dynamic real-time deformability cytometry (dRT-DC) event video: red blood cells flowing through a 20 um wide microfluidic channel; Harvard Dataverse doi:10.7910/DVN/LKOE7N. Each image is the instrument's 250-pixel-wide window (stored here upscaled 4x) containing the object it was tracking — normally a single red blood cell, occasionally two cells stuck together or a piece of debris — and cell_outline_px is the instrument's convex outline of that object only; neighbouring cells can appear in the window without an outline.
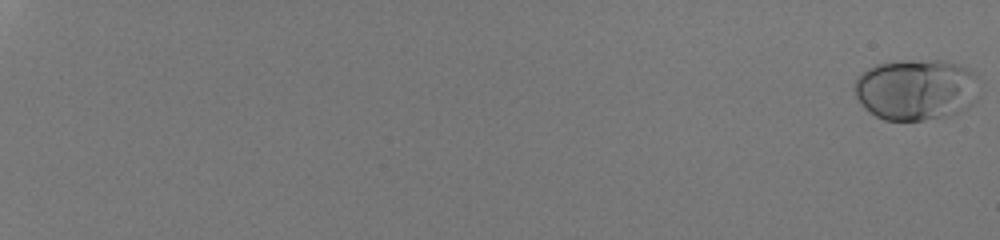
{"species": "human", "species_latin": "Homo sapiens", "temperature_condition": "room temperature", "stored_images_in_passage": 55, "camera_frame_rate_fps": 3000, "um_per_image_px": 0.085, "donor": {"sex": "male"}, "frame": {"image": 1, "passage_image": 1, "time_ms": 0.0, "image_size_px": [1000, 240], "cell_outline_px": [[980, 76], [968, 104], [964, 108], [956, 112], [924, 120], [884, 120], [876, 116], [864, 108], [856, 96], [856, 80], [868, 68], [876, 64], [896, 60], [944, 60], [960, 64]], "centroid_in_image_um": [77.82, 7.57], "position_along_channel_um": 7.2, "area_um2": 43.87}}
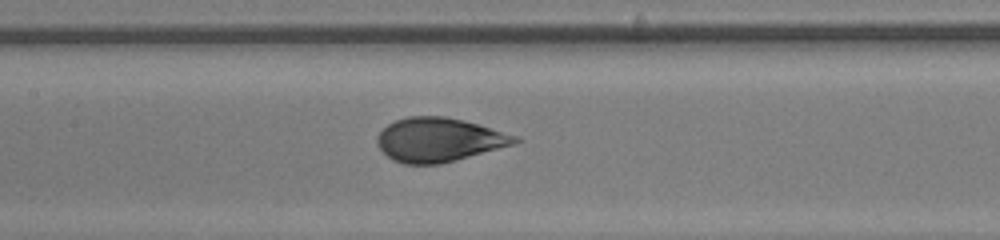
{"frame": {"image": 2, "passage_image": 33, "time_ms": 10.667, "image_size_px": [1000, 240], "cell_outline_px": [[520, 140], [516, 144], [456, 160], [440, 164], [404, 164], [392, 160], [376, 144], [376, 136], [388, 124], [396, 120], [408, 116], [444, 116], [464, 120], [520, 136]], "centroid_in_image_um": [37.32, 11.88], "position_along_channel_um": 170.1, "area_um2": 35.43}}
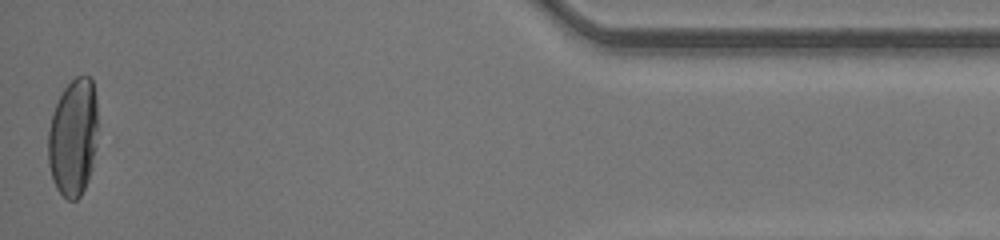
{"frame": {"image": 3, "passage_image": 55, "time_ms": 18.0, "image_size_px": [1000, 240], "cell_outline_px": [[96, 148], [92, 168], [88, 180], [80, 196], [76, 200], [68, 200], [56, 188], [52, 180], [48, 164], [48, 132], [52, 112], [64, 88], [76, 76], [88, 76], [92, 80], [96, 100]], "centroid_in_image_um": [6.21, 11.7], "position_along_channel_um": 429.0, "area_um2": 34.1}, "authors_computed_cell_mechanics": {"area_um2": 36.1828, "velocity_mm_per_s": 4.2573, "shape_relaxation_time_tau1_ms": 4.5768, "shape_relaxation_time_tau2_ms": null, "deformation_change_tau1": 0.2098, "deformation_change_tau2": null}}